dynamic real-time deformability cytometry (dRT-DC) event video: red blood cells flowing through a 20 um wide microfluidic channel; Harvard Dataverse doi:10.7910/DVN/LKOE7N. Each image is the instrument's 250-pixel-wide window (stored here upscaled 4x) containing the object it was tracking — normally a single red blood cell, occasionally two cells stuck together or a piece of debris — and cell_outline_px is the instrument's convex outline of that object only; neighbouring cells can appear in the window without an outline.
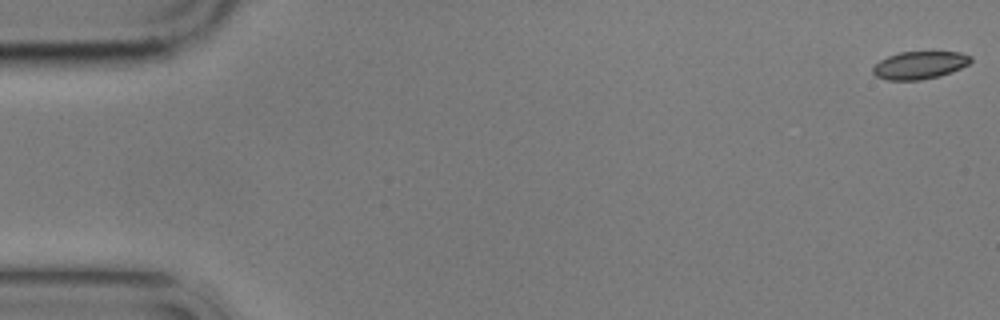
{"species": "common noctule bat (a hibernating species)", "species_latin": "Nyctalus noctula", "temperature_condition": "cold", "stored_images_in_passage": 5, "camera_frame_rate_fps": 3000, "um_per_image_px": 0.085, "animal": {"sex": "male", "body_mass_g": 17.9}, "frame": {"image": 1, "passage_image": 1, "time_ms": 0.0, "image_size_px": [1000, 320], "cell_outline_px": [[972, 60], [968, 64], [952, 72], [940, 76], [920, 80], [888, 80], [876, 76], [872, 72], [872, 68], [880, 60], [888, 56], [900, 52], [960, 52], [972, 56]], "centroid_in_image_um": [78.17, 5.54], "position_along_channel_um": 6.8, "area_um2": 15.78}}
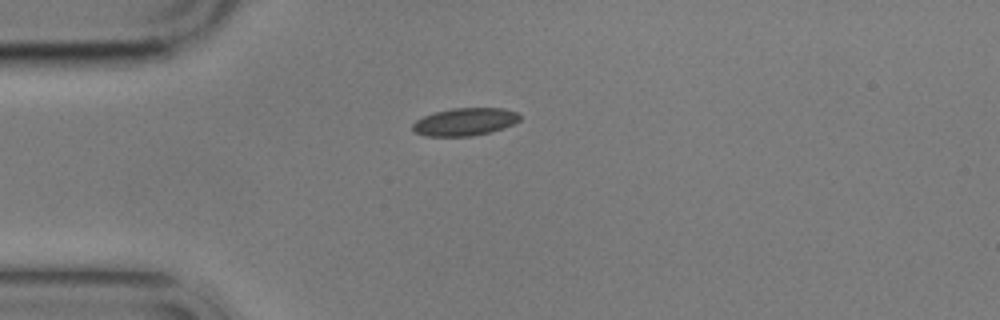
{"frame": {"image": 2, "passage_image": 5, "time_ms": 4.667, "image_size_px": [1000, 320], "cell_outline_px": [[520, 120], [512, 124], [492, 132], [472, 136], [424, 136], [416, 132], [412, 128], [412, 124], [416, 120], [424, 116], [436, 112], [452, 108], [504, 108], [516, 112], [520, 116]], "centroid_in_image_um": [39.51, 10.35], "position_along_channel_um": 45.5, "area_um2": 17.22}}